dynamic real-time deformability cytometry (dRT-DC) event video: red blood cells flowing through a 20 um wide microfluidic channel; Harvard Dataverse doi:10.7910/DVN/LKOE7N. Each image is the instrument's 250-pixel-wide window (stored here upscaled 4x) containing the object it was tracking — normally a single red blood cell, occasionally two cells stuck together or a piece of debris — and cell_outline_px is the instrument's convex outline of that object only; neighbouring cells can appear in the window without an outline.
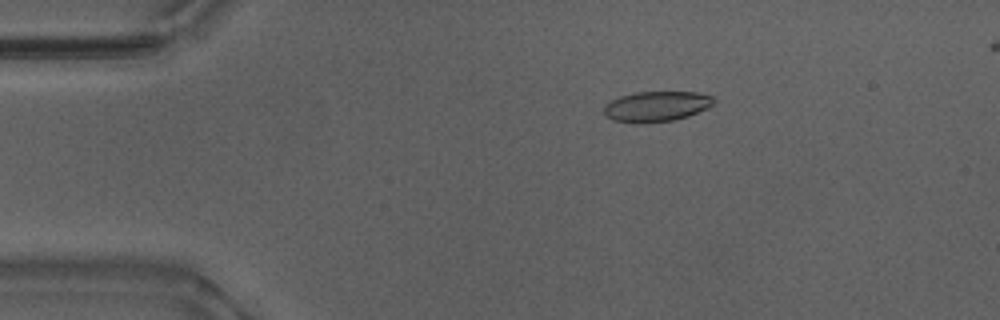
{"species": "Egyptian fruit bat (a non-hibernating species)", "species_latin": "Rousettus aegyptiacus", "temperature_condition": "warm", "stored_images_in_passage": 54, "camera_frame_rate_fps": 3000, "um_per_image_px": 0.085, "animal": {"sex": "male"}, "frame": {"image": 1, "passage_image": 10, "time_ms": 3.0, "image_size_px": [1000, 320], "cell_outline_px": [[716, 104], [708, 108], [688, 116], [672, 120], [636, 124], [612, 120], [604, 116], [604, 104], [620, 96], [636, 92], [696, 92], [712, 96], [716, 100]], "centroid_in_image_um": [55.79, 9.05], "position_along_channel_um": 29.2, "area_um2": 19.65}}
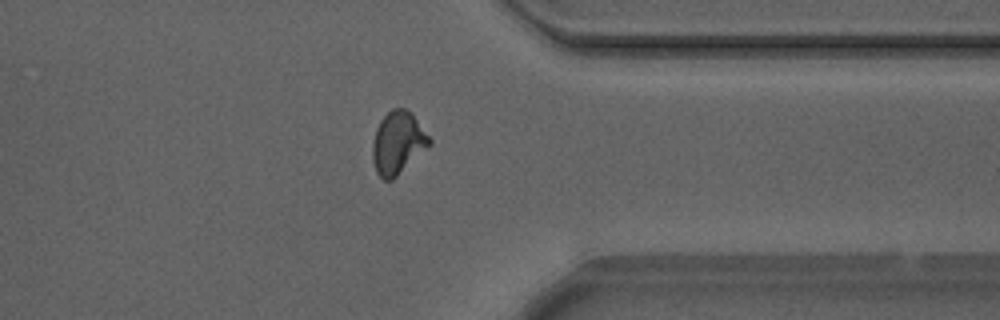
{"frame": {"image": 2, "passage_image": 42, "time_ms": 13.667, "image_size_px": [1000, 320], "cell_outline_px": [[432, 144], [392, 180], [384, 180], [376, 172], [372, 160], [372, 144], [376, 128], [380, 120], [392, 108], [404, 108], [416, 120], [432, 140]], "centroid_in_image_um": [33.79, 12.16], "position_along_channel_um": 377.6, "area_um2": 20.52}}
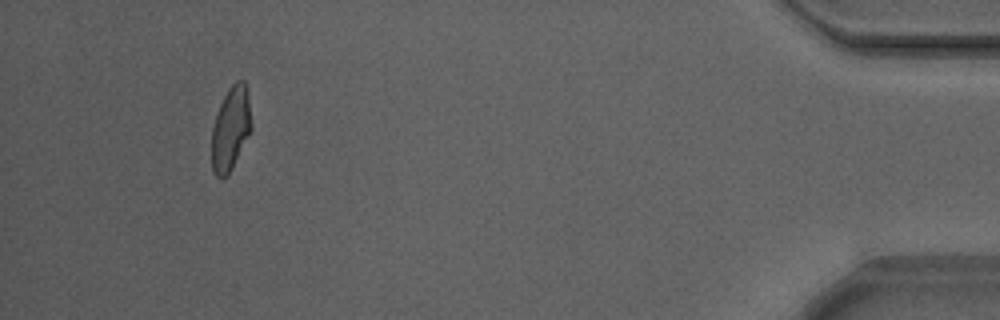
{"frame": {"image": 3, "passage_image": 50, "time_ms": 16.333, "image_size_px": [1000, 320], "cell_outline_px": [[252, 128], [228, 176], [216, 176], [212, 172], [212, 128], [216, 112], [228, 88], [236, 80], [244, 80], [248, 88], [252, 124]], "centroid_in_image_um": [19.62, 10.88], "position_along_channel_um": 415.6, "area_um2": 19.54}}